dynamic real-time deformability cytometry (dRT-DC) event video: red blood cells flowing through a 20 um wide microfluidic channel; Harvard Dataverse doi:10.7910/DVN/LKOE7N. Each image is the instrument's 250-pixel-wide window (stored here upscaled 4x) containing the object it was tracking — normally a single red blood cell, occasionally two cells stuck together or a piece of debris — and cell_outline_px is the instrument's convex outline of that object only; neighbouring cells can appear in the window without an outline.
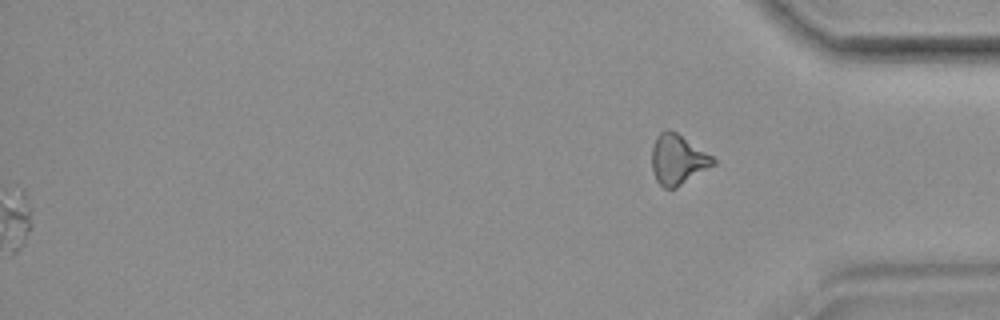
{"species": "common noctule bat (a hibernating species)", "species_latin": "Nyctalus noctula", "temperature_condition": "room temperature", "stored_images_in_passage": 58, "segment_of_instrument_passage": [2, 2], "camera_frame_rate_fps": 3000, "um_per_image_px": 0.085, "animal": {"sex": "female", "body_mass_g": 19.9}, "frame": {"image": 1, "passage_image": 58, "time_ms": 19.0, "image_size_px": [1000, 320], "cell_outline_px": [[716, 164], [676, 188], [664, 188], [656, 180], [652, 172], [652, 148], [656, 136], [664, 128], [668, 128], [676, 132], [712, 156], [716, 160]], "centroid_in_image_um": [57.59, 13.55], "position_along_channel_um": 377.6, "area_um2": 17.92}}